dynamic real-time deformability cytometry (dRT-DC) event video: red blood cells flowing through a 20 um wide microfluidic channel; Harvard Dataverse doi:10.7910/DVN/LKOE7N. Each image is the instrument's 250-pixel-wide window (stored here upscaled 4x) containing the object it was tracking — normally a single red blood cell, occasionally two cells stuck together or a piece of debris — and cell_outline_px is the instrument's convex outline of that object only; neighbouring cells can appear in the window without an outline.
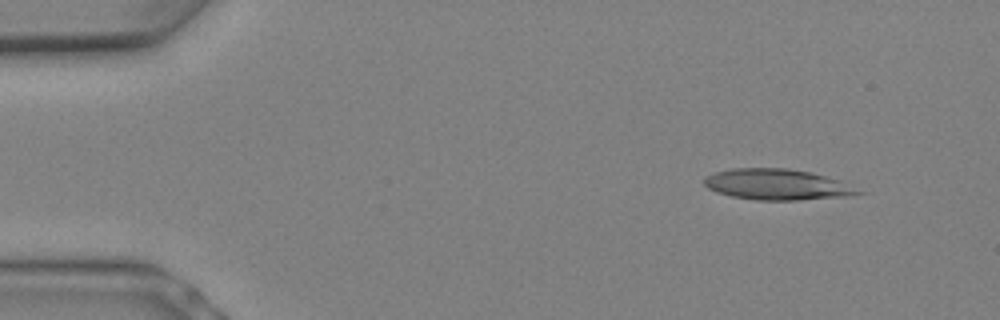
{"species": "Egyptian fruit bat (a non-hibernating species)", "species_latin": "Rousettus aegyptiacus", "temperature_condition": "warm", "stored_images_in_passage": 6, "camera_frame_rate_fps": 3000, "um_per_image_px": 0.085, "animal": {"sex": "female"}, "frame": {"image": 1, "passage_image": 2, "time_ms": 0.333, "image_size_px": [1000, 320], "cell_outline_px": [[868, 192], [852, 196], [800, 200], [756, 200], [732, 196], [716, 192], [708, 188], [704, 184], [704, 176], [716, 172], [732, 168], [788, 168], [812, 172], [840, 180]], "centroid_in_image_um": [66.12, 15.68], "position_along_channel_um": 18.9, "area_um2": 28.09}}